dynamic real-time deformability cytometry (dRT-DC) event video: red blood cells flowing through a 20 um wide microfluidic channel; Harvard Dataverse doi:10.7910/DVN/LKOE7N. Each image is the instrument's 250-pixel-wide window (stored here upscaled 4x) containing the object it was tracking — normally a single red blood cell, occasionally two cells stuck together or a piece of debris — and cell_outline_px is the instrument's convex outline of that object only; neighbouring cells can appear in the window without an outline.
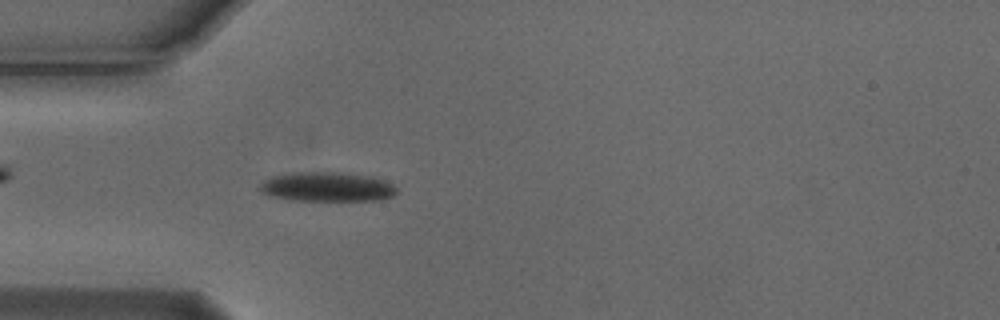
{"species": "Egyptian fruit bat (a non-hibernating species)", "species_latin": "Rousettus aegyptiacus", "temperature_condition": "cold", "stored_images_in_passage": 48, "camera_frame_rate_fps": 3000, "um_per_image_px": 0.085, "animal": {"sex": "male"}, "frame": {"image": 1, "passage_image": 16, "time_ms": 5.0, "image_size_px": [1000, 320], "cell_outline_px": [[396, 192], [392, 196], [380, 200], [288, 200], [264, 192], [260, 188], [260, 184], [264, 180], [272, 176], [292, 172], [340, 172], [372, 176], [384, 180], [392, 184], [396, 188]], "centroid_in_image_um": [27.83, 15.86], "position_along_channel_um": 57.2, "area_um2": 23.29}}
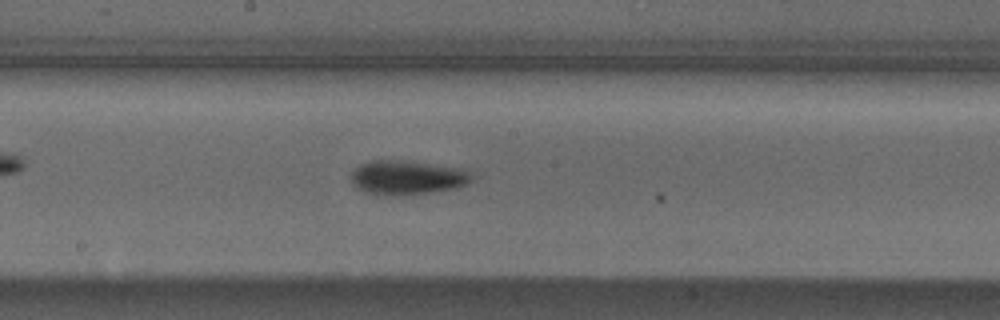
{"frame": {"image": 2, "passage_image": 29, "time_ms": 9.333, "image_size_px": [1000, 320], "cell_outline_px": [[472, 180], [456, 188], [432, 192], [404, 196], [384, 196], [364, 192], [352, 184], [352, 172], [360, 164], [372, 160], [396, 160], [464, 168], [472, 176]], "centroid_in_image_um": [34.58, 15.11], "position_along_channel_um": 213.6, "area_um2": 24.1}}
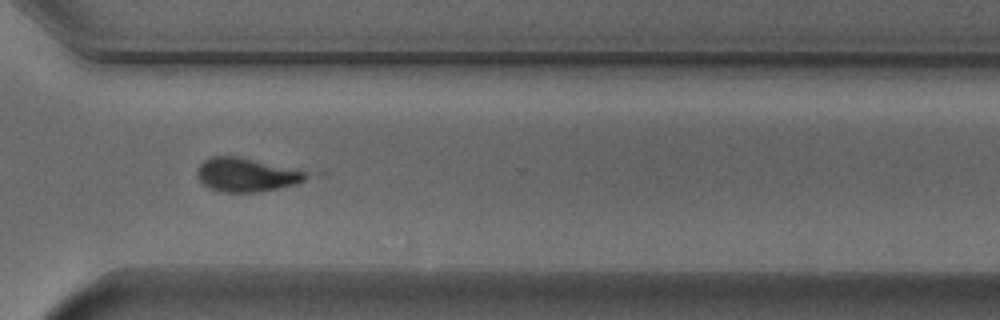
{"frame": {"image": 3, "passage_image": 40, "time_ms": 13.0, "image_size_px": [1000, 320], "cell_outline_px": [[312, 176], [296, 184], [256, 192], [224, 192], [212, 188], [204, 184], [196, 176], [196, 172], [200, 164], [204, 160], [212, 156], [236, 156], [304, 172]], "centroid_in_image_um": [20.88, 14.86], "position_along_channel_um": 349.7, "area_um2": 20.81}, "authors_computed_cell_mechanics": {"area_um2": 21.7617, "velocity_mm_per_s": 3.7089, "shape_relaxation_time_tau1_ms": 3.318, "shape_relaxation_time_tau2_ms": 5.1994, "deformation_change_tau1": 0.1239, "deformation_change_tau2": 0.1064}}